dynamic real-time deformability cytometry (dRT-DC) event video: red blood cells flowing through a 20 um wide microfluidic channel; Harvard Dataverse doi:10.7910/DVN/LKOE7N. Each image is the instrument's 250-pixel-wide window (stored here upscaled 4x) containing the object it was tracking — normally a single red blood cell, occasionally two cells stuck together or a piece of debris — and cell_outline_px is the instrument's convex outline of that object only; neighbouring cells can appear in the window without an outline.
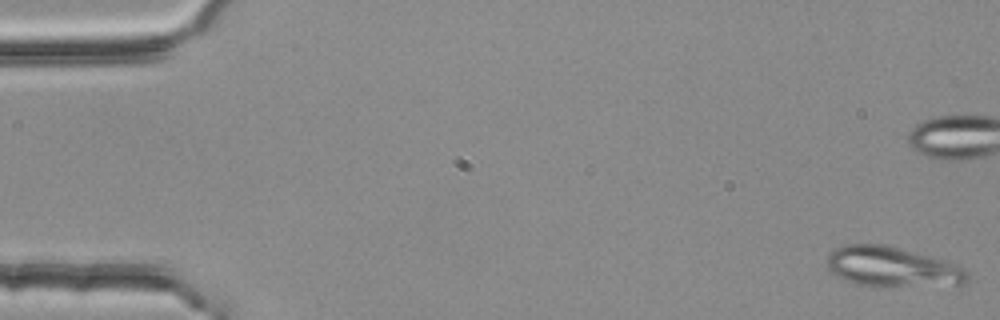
{"species": "common noctule bat (a hibernating species)", "species_latin": "Nyctalus noctula", "temperature_condition": "room temperature", "stored_images_in_passage": 54, "camera_frame_rate_fps": 3000, "um_per_image_px": 0.085, "animal": {"sex": "female", "body_mass_g": 25.1}, "frame": {"image": 1, "passage_image": 1, "time_ms": 0.0, "image_size_px": [1000, 320], "cell_outline_px": [[968, 280], [964, 284], [860, 284], [836, 276], [828, 268], [828, 256], [832, 248], [844, 244], [884, 244], [900, 248], [928, 256], [964, 268], [968, 272]], "centroid_in_image_um": [75.77, 22.63], "position_along_channel_um": 9.2, "area_um2": 31.33}}
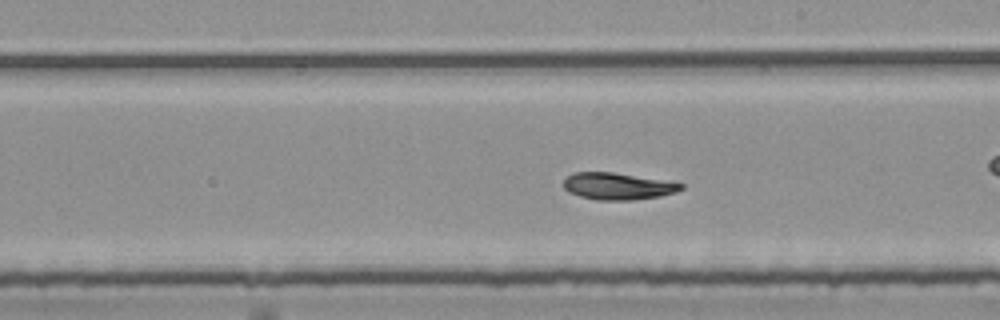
{"frame": {"image": 2, "passage_image": 31, "time_ms": 10.0, "image_size_px": [1000, 320], "cell_outline_px": [[684, 188], [676, 192], [660, 196], [632, 200], [596, 200], [580, 196], [568, 192], [564, 188], [564, 176], [572, 172], [612, 172], [672, 180], [684, 184]], "centroid_in_image_um": [52.54, 15.81], "position_along_channel_um": 236.5, "area_um2": 18.84}, "authors_computed_cell_mechanics": {"area_um2": 19.1318, "velocity_mm_per_s": 3.7226, "shape_relaxation_time_tau1_ms": 9.1815, "shape_relaxation_time_tau2_ms": null, "deformation_change_tau1": 0.1919, "deformation_change_tau2": null}}